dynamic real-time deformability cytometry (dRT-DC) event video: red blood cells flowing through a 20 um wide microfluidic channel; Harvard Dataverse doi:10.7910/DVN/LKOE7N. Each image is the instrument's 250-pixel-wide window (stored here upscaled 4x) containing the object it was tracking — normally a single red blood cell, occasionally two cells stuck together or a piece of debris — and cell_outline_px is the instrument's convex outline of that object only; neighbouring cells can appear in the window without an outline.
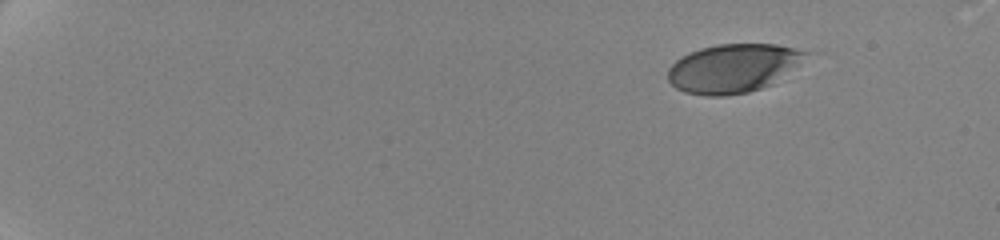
{"species": "human", "species_latin": "Homo sapiens", "temperature_condition": "cold", "stored_images_in_passage": 69, "camera_frame_rate_fps": 3000, "um_per_image_px": 0.085, "donor": {"sex": "female"}, "frame": {"image": 1, "passage_image": 1, "time_ms": 0.0, "image_size_px": [1000, 240], "cell_outline_px": [[812, 52], [772, 84], [748, 92], [724, 96], [708, 96], [684, 92], [676, 88], [668, 80], [668, 68], [680, 56], [700, 48], [720, 44], [776, 44]], "centroid_in_image_um": [62.27, 5.79], "position_along_channel_um": 22.7, "area_um2": 38.84}}
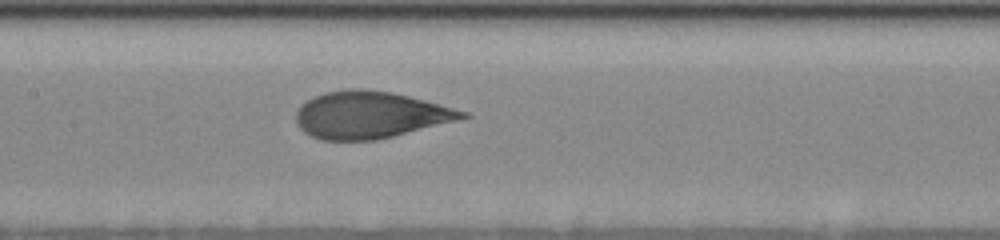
{"frame": {"image": 2, "passage_image": 29, "time_ms": 8.667, "image_size_px": [1000, 240], "cell_outline_px": [[472, 116], [376, 140], [324, 140], [312, 136], [304, 132], [300, 128], [296, 120], [296, 112], [300, 104], [324, 92], [348, 88], [364, 88], [392, 92], [424, 100], [468, 112]], "centroid_in_image_um": [31.42, 9.75], "position_along_channel_um": 176.0, "area_um2": 45.14}}
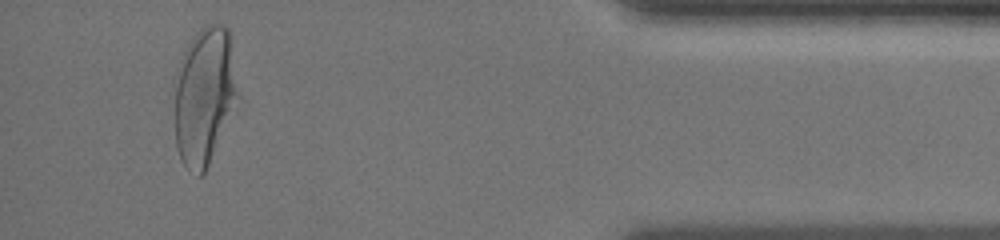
{"frame": {"image": 3, "passage_image": 66, "time_ms": 16.667, "image_size_px": [1000, 240], "cell_outline_px": [[244, 100], [204, 172], [200, 176], [184, 164], [180, 160], [176, 148], [172, 84], [176, 68], [188, 44], [196, 32], [200, 28], [208, 24], [224, 24], [228, 28]], "centroid_in_image_um": [17.44, 8.14], "position_along_channel_um": 417.8, "area_um2": 53.93}, "authors_computed_cell_mechanics": {"area_um2": 45.3152, "velocity_mm_per_s": 3.4934, "shape_relaxation_time_tau1_ms": 3.1977, "shape_relaxation_time_tau2_ms": null, "deformation_change_tau1": 0.1683, "deformation_change_tau2": null}}